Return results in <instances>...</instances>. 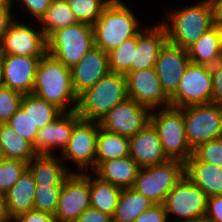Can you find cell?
<instances>
[{"instance_id": "6da1fadb", "label": "cell", "mask_w": 222, "mask_h": 222, "mask_svg": "<svg viewBox=\"0 0 222 222\" xmlns=\"http://www.w3.org/2000/svg\"><path fill=\"white\" fill-rule=\"evenodd\" d=\"M32 94L55 104L63 112L77 108L78 97L72 87L71 68L49 54L38 64Z\"/></svg>"}, {"instance_id": "7a4b0ae2", "label": "cell", "mask_w": 222, "mask_h": 222, "mask_svg": "<svg viewBox=\"0 0 222 222\" xmlns=\"http://www.w3.org/2000/svg\"><path fill=\"white\" fill-rule=\"evenodd\" d=\"M168 10V20L161 23L166 29L167 42L187 50L207 30L215 25L210 0Z\"/></svg>"}, {"instance_id": "3957f363", "label": "cell", "mask_w": 222, "mask_h": 222, "mask_svg": "<svg viewBox=\"0 0 222 222\" xmlns=\"http://www.w3.org/2000/svg\"><path fill=\"white\" fill-rule=\"evenodd\" d=\"M133 12L122 0H111L92 25L95 47L108 53L136 36L144 27Z\"/></svg>"}, {"instance_id": "277c9868", "label": "cell", "mask_w": 222, "mask_h": 222, "mask_svg": "<svg viewBox=\"0 0 222 222\" xmlns=\"http://www.w3.org/2000/svg\"><path fill=\"white\" fill-rule=\"evenodd\" d=\"M127 98L126 76L109 72L78 96L76 112L83 120L99 122Z\"/></svg>"}, {"instance_id": "5b68a950", "label": "cell", "mask_w": 222, "mask_h": 222, "mask_svg": "<svg viewBox=\"0 0 222 222\" xmlns=\"http://www.w3.org/2000/svg\"><path fill=\"white\" fill-rule=\"evenodd\" d=\"M150 123L157 130L170 160L185 163L192 156L193 149L188 144L185 133L183 108L169 106L151 110Z\"/></svg>"}, {"instance_id": "8992f818", "label": "cell", "mask_w": 222, "mask_h": 222, "mask_svg": "<svg viewBox=\"0 0 222 222\" xmlns=\"http://www.w3.org/2000/svg\"><path fill=\"white\" fill-rule=\"evenodd\" d=\"M95 46L93 26L84 22L54 31L47 38V54L72 68Z\"/></svg>"}, {"instance_id": "52a82bcc", "label": "cell", "mask_w": 222, "mask_h": 222, "mask_svg": "<svg viewBox=\"0 0 222 222\" xmlns=\"http://www.w3.org/2000/svg\"><path fill=\"white\" fill-rule=\"evenodd\" d=\"M184 176V163L169 160L140 168L133 189L144 194L154 205H163L168 193Z\"/></svg>"}, {"instance_id": "ba28073f", "label": "cell", "mask_w": 222, "mask_h": 222, "mask_svg": "<svg viewBox=\"0 0 222 222\" xmlns=\"http://www.w3.org/2000/svg\"><path fill=\"white\" fill-rule=\"evenodd\" d=\"M185 133L192 149L197 145L222 138V105L215 103L183 107Z\"/></svg>"}, {"instance_id": "9c48e42d", "label": "cell", "mask_w": 222, "mask_h": 222, "mask_svg": "<svg viewBox=\"0 0 222 222\" xmlns=\"http://www.w3.org/2000/svg\"><path fill=\"white\" fill-rule=\"evenodd\" d=\"M164 206L169 222L171 218H175L172 222L204 218L207 196L184 175L168 193Z\"/></svg>"}, {"instance_id": "30bf717a", "label": "cell", "mask_w": 222, "mask_h": 222, "mask_svg": "<svg viewBox=\"0 0 222 222\" xmlns=\"http://www.w3.org/2000/svg\"><path fill=\"white\" fill-rule=\"evenodd\" d=\"M212 74L210 66L190 62L177 90L170 96V106L183 108L212 103Z\"/></svg>"}, {"instance_id": "8fae6325", "label": "cell", "mask_w": 222, "mask_h": 222, "mask_svg": "<svg viewBox=\"0 0 222 222\" xmlns=\"http://www.w3.org/2000/svg\"><path fill=\"white\" fill-rule=\"evenodd\" d=\"M100 128L99 122L80 119L74 126L70 139L60 153L62 161L76 164L75 172L83 173L95 169L96 142ZM79 168V169H78ZM88 169V170H87Z\"/></svg>"}, {"instance_id": "7c38bea8", "label": "cell", "mask_w": 222, "mask_h": 222, "mask_svg": "<svg viewBox=\"0 0 222 222\" xmlns=\"http://www.w3.org/2000/svg\"><path fill=\"white\" fill-rule=\"evenodd\" d=\"M88 207L89 171L72 172L63 182L54 216L57 222H74Z\"/></svg>"}, {"instance_id": "4fadbf2b", "label": "cell", "mask_w": 222, "mask_h": 222, "mask_svg": "<svg viewBox=\"0 0 222 222\" xmlns=\"http://www.w3.org/2000/svg\"><path fill=\"white\" fill-rule=\"evenodd\" d=\"M26 23L16 20L15 17L0 42V54L17 56H45L47 54V37L43 31L33 28V24L30 26Z\"/></svg>"}, {"instance_id": "5bb4252c", "label": "cell", "mask_w": 222, "mask_h": 222, "mask_svg": "<svg viewBox=\"0 0 222 222\" xmlns=\"http://www.w3.org/2000/svg\"><path fill=\"white\" fill-rule=\"evenodd\" d=\"M151 110L127 98L99 121L100 127L121 136L132 137L150 123Z\"/></svg>"}, {"instance_id": "9a60e30c", "label": "cell", "mask_w": 222, "mask_h": 222, "mask_svg": "<svg viewBox=\"0 0 222 222\" xmlns=\"http://www.w3.org/2000/svg\"><path fill=\"white\" fill-rule=\"evenodd\" d=\"M125 76L128 98L150 110L170 106V97L164 92L155 67L128 72Z\"/></svg>"}, {"instance_id": "2e32d148", "label": "cell", "mask_w": 222, "mask_h": 222, "mask_svg": "<svg viewBox=\"0 0 222 222\" xmlns=\"http://www.w3.org/2000/svg\"><path fill=\"white\" fill-rule=\"evenodd\" d=\"M4 86L21 94H32L38 64L43 56L0 54Z\"/></svg>"}, {"instance_id": "e0dca14e", "label": "cell", "mask_w": 222, "mask_h": 222, "mask_svg": "<svg viewBox=\"0 0 222 222\" xmlns=\"http://www.w3.org/2000/svg\"><path fill=\"white\" fill-rule=\"evenodd\" d=\"M187 50L166 42L160 49L155 70L164 92L170 97L176 90L190 63Z\"/></svg>"}, {"instance_id": "ac0fdd59", "label": "cell", "mask_w": 222, "mask_h": 222, "mask_svg": "<svg viewBox=\"0 0 222 222\" xmlns=\"http://www.w3.org/2000/svg\"><path fill=\"white\" fill-rule=\"evenodd\" d=\"M80 119L76 110L63 112L54 121L40 129L33 145L35 153L56 155L55 152L53 153L55 148L61 149L59 152H62L70 139L75 124Z\"/></svg>"}, {"instance_id": "d6986e66", "label": "cell", "mask_w": 222, "mask_h": 222, "mask_svg": "<svg viewBox=\"0 0 222 222\" xmlns=\"http://www.w3.org/2000/svg\"><path fill=\"white\" fill-rule=\"evenodd\" d=\"M109 72L108 53L94 46L71 68L72 87L77 97Z\"/></svg>"}, {"instance_id": "ffe728a7", "label": "cell", "mask_w": 222, "mask_h": 222, "mask_svg": "<svg viewBox=\"0 0 222 222\" xmlns=\"http://www.w3.org/2000/svg\"><path fill=\"white\" fill-rule=\"evenodd\" d=\"M166 42V29L161 22L143 28L137 34V46H133V62L130 63V72L155 67L159 51Z\"/></svg>"}, {"instance_id": "44dd1931", "label": "cell", "mask_w": 222, "mask_h": 222, "mask_svg": "<svg viewBox=\"0 0 222 222\" xmlns=\"http://www.w3.org/2000/svg\"><path fill=\"white\" fill-rule=\"evenodd\" d=\"M129 148V156L140 168L170 160L163 149L157 130L151 123L129 138Z\"/></svg>"}, {"instance_id": "7402d4cb", "label": "cell", "mask_w": 222, "mask_h": 222, "mask_svg": "<svg viewBox=\"0 0 222 222\" xmlns=\"http://www.w3.org/2000/svg\"><path fill=\"white\" fill-rule=\"evenodd\" d=\"M57 157V158H56ZM57 155L36 154L27 164L36 185H63L65 179L75 172ZM72 171V172H71Z\"/></svg>"}, {"instance_id": "603a6c76", "label": "cell", "mask_w": 222, "mask_h": 222, "mask_svg": "<svg viewBox=\"0 0 222 222\" xmlns=\"http://www.w3.org/2000/svg\"><path fill=\"white\" fill-rule=\"evenodd\" d=\"M184 175L199 186L207 198L222 195V168L210 163L199 162L191 156L184 163Z\"/></svg>"}, {"instance_id": "cb8c5ba5", "label": "cell", "mask_w": 222, "mask_h": 222, "mask_svg": "<svg viewBox=\"0 0 222 222\" xmlns=\"http://www.w3.org/2000/svg\"><path fill=\"white\" fill-rule=\"evenodd\" d=\"M140 167L130 157L101 162L92 172L121 189L133 187Z\"/></svg>"}, {"instance_id": "d4e9b609", "label": "cell", "mask_w": 222, "mask_h": 222, "mask_svg": "<svg viewBox=\"0 0 222 222\" xmlns=\"http://www.w3.org/2000/svg\"><path fill=\"white\" fill-rule=\"evenodd\" d=\"M194 64L213 66L222 58V29L214 25L187 49Z\"/></svg>"}, {"instance_id": "484cf974", "label": "cell", "mask_w": 222, "mask_h": 222, "mask_svg": "<svg viewBox=\"0 0 222 222\" xmlns=\"http://www.w3.org/2000/svg\"><path fill=\"white\" fill-rule=\"evenodd\" d=\"M36 184L26 169L18 181L4 194L6 207L11 219L34 209Z\"/></svg>"}, {"instance_id": "4316f807", "label": "cell", "mask_w": 222, "mask_h": 222, "mask_svg": "<svg viewBox=\"0 0 222 222\" xmlns=\"http://www.w3.org/2000/svg\"><path fill=\"white\" fill-rule=\"evenodd\" d=\"M153 205L148 197L132 187L122 189L112 216V222H134L142 212L150 209Z\"/></svg>"}, {"instance_id": "83f0119b", "label": "cell", "mask_w": 222, "mask_h": 222, "mask_svg": "<svg viewBox=\"0 0 222 222\" xmlns=\"http://www.w3.org/2000/svg\"><path fill=\"white\" fill-rule=\"evenodd\" d=\"M89 173L90 207L113 216L122 189Z\"/></svg>"}, {"instance_id": "f1b7e54d", "label": "cell", "mask_w": 222, "mask_h": 222, "mask_svg": "<svg viewBox=\"0 0 222 222\" xmlns=\"http://www.w3.org/2000/svg\"><path fill=\"white\" fill-rule=\"evenodd\" d=\"M129 138L99 128L96 142L95 168L104 161L128 157Z\"/></svg>"}, {"instance_id": "f546056e", "label": "cell", "mask_w": 222, "mask_h": 222, "mask_svg": "<svg viewBox=\"0 0 222 222\" xmlns=\"http://www.w3.org/2000/svg\"><path fill=\"white\" fill-rule=\"evenodd\" d=\"M48 38L54 31L78 23L67 0H52L46 13L38 21Z\"/></svg>"}, {"instance_id": "4dcf8cb0", "label": "cell", "mask_w": 222, "mask_h": 222, "mask_svg": "<svg viewBox=\"0 0 222 222\" xmlns=\"http://www.w3.org/2000/svg\"><path fill=\"white\" fill-rule=\"evenodd\" d=\"M20 107L26 114H29L38 130L54 121L63 113L55 104L49 103L34 94H24Z\"/></svg>"}, {"instance_id": "1f68e13d", "label": "cell", "mask_w": 222, "mask_h": 222, "mask_svg": "<svg viewBox=\"0 0 222 222\" xmlns=\"http://www.w3.org/2000/svg\"><path fill=\"white\" fill-rule=\"evenodd\" d=\"M0 145L6 159L29 162L35 155L33 145L19 136L10 126L0 124Z\"/></svg>"}, {"instance_id": "d6a6232c", "label": "cell", "mask_w": 222, "mask_h": 222, "mask_svg": "<svg viewBox=\"0 0 222 222\" xmlns=\"http://www.w3.org/2000/svg\"><path fill=\"white\" fill-rule=\"evenodd\" d=\"M133 46H137V35L108 52L110 72L124 75L130 72V63L133 62Z\"/></svg>"}, {"instance_id": "836d02e7", "label": "cell", "mask_w": 222, "mask_h": 222, "mask_svg": "<svg viewBox=\"0 0 222 222\" xmlns=\"http://www.w3.org/2000/svg\"><path fill=\"white\" fill-rule=\"evenodd\" d=\"M78 22L93 25L111 0H67Z\"/></svg>"}, {"instance_id": "e575fe53", "label": "cell", "mask_w": 222, "mask_h": 222, "mask_svg": "<svg viewBox=\"0 0 222 222\" xmlns=\"http://www.w3.org/2000/svg\"><path fill=\"white\" fill-rule=\"evenodd\" d=\"M62 185H36L34 210L55 214Z\"/></svg>"}, {"instance_id": "d590c367", "label": "cell", "mask_w": 222, "mask_h": 222, "mask_svg": "<svg viewBox=\"0 0 222 222\" xmlns=\"http://www.w3.org/2000/svg\"><path fill=\"white\" fill-rule=\"evenodd\" d=\"M27 162L16 159H3L0 162V194H5L27 169Z\"/></svg>"}, {"instance_id": "8d00e7d4", "label": "cell", "mask_w": 222, "mask_h": 222, "mask_svg": "<svg viewBox=\"0 0 222 222\" xmlns=\"http://www.w3.org/2000/svg\"><path fill=\"white\" fill-rule=\"evenodd\" d=\"M6 124L23 139L27 140L32 145L35 144L39 130L31 120L29 114H26L21 107Z\"/></svg>"}, {"instance_id": "74e56055", "label": "cell", "mask_w": 222, "mask_h": 222, "mask_svg": "<svg viewBox=\"0 0 222 222\" xmlns=\"http://www.w3.org/2000/svg\"><path fill=\"white\" fill-rule=\"evenodd\" d=\"M192 156L199 162L210 163L222 168V138L197 145Z\"/></svg>"}, {"instance_id": "f35d334b", "label": "cell", "mask_w": 222, "mask_h": 222, "mask_svg": "<svg viewBox=\"0 0 222 222\" xmlns=\"http://www.w3.org/2000/svg\"><path fill=\"white\" fill-rule=\"evenodd\" d=\"M23 94L8 87L0 89V124L7 123L20 108Z\"/></svg>"}, {"instance_id": "ab89813d", "label": "cell", "mask_w": 222, "mask_h": 222, "mask_svg": "<svg viewBox=\"0 0 222 222\" xmlns=\"http://www.w3.org/2000/svg\"><path fill=\"white\" fill-rule=\"evenodd\" d=\"M212 74V103L222 105V58L213 66H210Z\"/></svg>"}, {"instance_id": "60d3db41", "label": "cell", "mask_w": 222, "mask_h": 222, "mask_svg": "<svg viewBox=\"0 0 222 222\" xmlns=\"http://www.w3.org/2000/svg\"><path fill=\"white\" fill-rule=\"evenodd\" d=\"M134 222H169L164 204L153 205L142 212Z\"/></svg>"}, {"instance_id": "b9f144b4", "label": "cell", "mask_w": 222, "mask_h": 222, "mask_svg": "<svg viewBox=\"0 0 222 222\" xmlns=\"http://www.w3.org/2000/svg\"><path fill=\"white\" fill-rule=\"evenodd\" d=\"M20 5L23 6L27 13L29 12L34 20H40V18L46 13V10L50 7L52 0H19Z\"/></svg>"}, {"instance_id": "7bdbcfd3", "label": "cell", "mask_w": 222, "mask_h": 222, "mask_svg": "<svg viewBox=\"0 0 222 222\" xmlns=\"http://www.w3.org/2000/svg\"><path fill=\"white\" fill-rule=\"evenodd\" d=\"M204 218L207 222H222V195L207 198Z\"/></svg>"}, {"instance_id": "ee69618b", "label": "cell", "mask_w": 222, "mask_h": 222, "mask_svg": "<svg viewBox=\"0 0 222 222\" xmlns=\"http://www.w3.org/2000/svg\"><path fill=\"white\" fill-rule=\"evenodd\" d=\"M15 222H57L56 217L53 214L30 210L26 213H22L14 218Z\"/></svg>"}, {"instance_id": "f6af8a7d", "label": "cell", "mask_w": 222, "mask_h": 222, "mask_svg": "<svg viewBox=\"0 0 222 222\" xmlns=\"http://www.w3.org/2000/svg\"><path fill=\"white\" fill-rule=\"evenodd\" d=\"M74 222H112V216L88 207Z\"/></svg>"}, {"instance_id": "bcb514c9", "label": "cell", "mask_w": 222, "mask_h": 222, "mask_svg": "<svg viewBox=\"0 0 222 222\" xmlns=\"http://www.w3.org/2000/svg\"><path fill=\"white\" fill-rule=\"evenodd\" d=\"M13 0H9V3L2 9H0V42L3 40L5 33L8 30L10 23L15 19L13 8Z\"/></svg>"}, {"instance_id": "7dc6e473", "label": "cell", "mask_w": 222, "mask_h": 222, "mask_svg": "<svg viewBox=\"0 0 222 222\" xmlns=\"http://www.w3.org/2000/svg\"><path fill=\"white\" fill-rule=\"evenodd\" d=\"M213 10V19L216 25H222V0H210Z\"/></svg>"}, {"instance_id": "c3c4849f", "label": "cell", "mask_w": 222, "mask_h": 222, "mask_svg": "<svg viewBox=\"0 0 222 222\" xmlns=\"http://www.w3.org/2000/svg\"><path fill=\"white\" fill-rule=\"evenodd\" d=\"M11 218L8 214L6 201L3 194H0V222H7Z\"/></svg>"}, {"instance_id": "681fc988", "label": "cell", "mask_w": 222, "mask_h": 222, "mask_svg": "<svg viewBox=\"0 0 222 222\" xmlns=\"http://www.w3.org/2000/svg\"><path fill=\"white\" fill-rule=\"evenodd\" d=\"M4 87V76H3V66L1 62V56H0V89Z\"/></svg>"}, {"instance_id": "f907efd6", "label": "cell", "mask_w": 222, "mask_h": 222, "mask_svg": "<svg viewBox=\"0 0 222 222\" xmlns=\"http://www.w3.org/2000/svg\"><path fill=\"white\" fill-rule=\"evenodd\" d=\"M178 222H207L205 218H197L192 220H184V221H178Z\"/></svg>"}, {"instance_id": "816d5d0a", "label": "cell", "mask_w": 222, "mask_h": 222, "mask_svg": "<svg viewBox=\"0 0 222 222\" xmlns=\"http://www.w3.org/2000/svg\"><path fill=\"white\" fill-rule=\"evenodd\" d=\"M9 3V0H0V9L4 8Z\"/></svg>"}, {"instance_id": "f5cc1de1", "label": "cell", "mask_w": 222, "mask_h": 222, "mask_svg": "<svg viewBox=\"0 0 222 222\" xmlns=\"http://www.w3.org/2000/svg\"><path fill=\"white\" fill-rule=\"evenodd\" d=\"M5 159V155H4V152H3V149L1 148V145H0V162Z\"/></svg>"}, {"instance_id": "db71d44e", "label": "cell", "mask_w": 222, "mask_h": 222, "mask_svg": "<svg viewBox=\"0 0 222 222\" xmlns=\"http://www.w3.org/2000/svg\"><path fill=\"white\" fill-rule=\"evenodd\" d=\"M7 222H15V221H14V219H10V220H9V221H7Z\"/></svg>"}]
</instances>
